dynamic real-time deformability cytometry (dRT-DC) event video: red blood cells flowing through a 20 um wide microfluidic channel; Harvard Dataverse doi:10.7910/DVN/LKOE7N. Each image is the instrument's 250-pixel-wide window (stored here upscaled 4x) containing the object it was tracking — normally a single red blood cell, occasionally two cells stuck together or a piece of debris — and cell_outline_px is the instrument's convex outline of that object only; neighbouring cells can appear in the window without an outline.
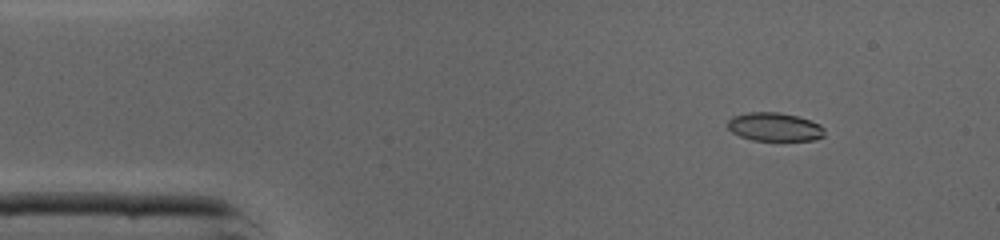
{"species": "common noctule bat (a hibernating species)", "species_latin": "Nyctalus noctula", "temperature_condition": "cold", "stored_images_in_passage": 41, "camera_frame_rate_fps": 3000, "um_per_image_px": 0.085, "animal": {"sex": "male", "body_mass_g": 19.0, "forearm_length_mm": 50.8}, "frame": {"image": 1, "passage_image": 1, "time_ms": 0.0, "image_size_px": [1000, 240], "cell_outline_px": [[824, 136], [816, 140], [752, 140], [740, 136], [732, 132], [728, 128], [728, 120], [732, 116], [748, 112], [776, 112], [796, 116], [820, 124], [824, 128]], "centroid_in_image_um": [65.83, 10.79], "position_along_channel_um": 19.2, "area_um2": 16.01}}
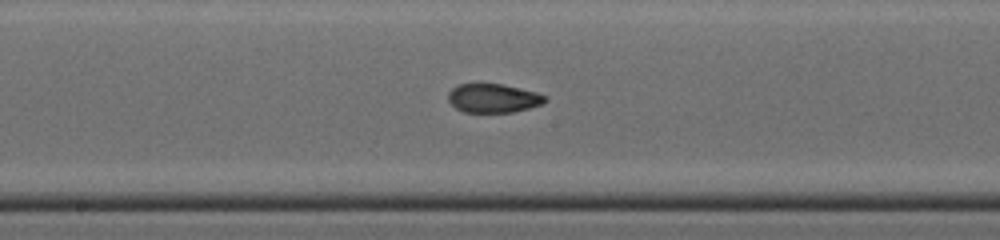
{"frame": {"image": 2, "passage_image": 19, "time_ms": 6.0, "image_size_px": [1000, 240], "cell_outline_px": [[548, 100], [544, 104], [512, 112], [464, 112], [456, 108], [448, 100], [448, 92], [456, 84], [500, 84], [536, 92], [548, 96]], "centroid_in_image_um": [41.94, 8.35], "position_along_channel_um": 206.3, "area_um2": 16.3}}
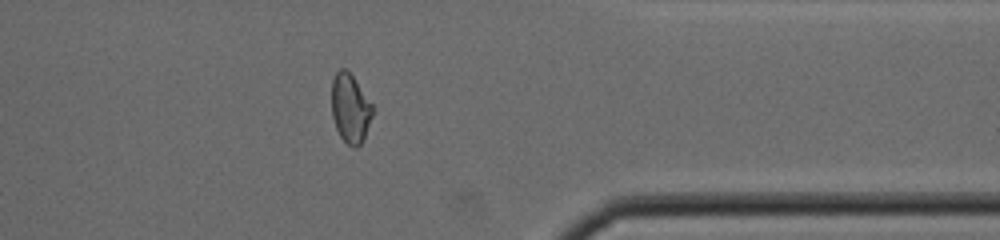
{"frame": {"image": 3, "passage_image": 32, "time_ms": 10.333, "image_size_px": [1000, 240], "cell_outline_px": [[372, 116], [364, 136], [360, 144], [356, 148], [352, 148], [340, 136], [336, 128], [332, 116], [332, 80], [336, 72], [340, 68], [344, 68], [352, 76], [372, 104]], "centroid_in_image_um": [29.75, 9.21], "position_along_channel_um": 381.7, "area_um2": 16.13}, "authors_computed_cell_mechanics": {"area_um2": 16.9932, "velocity_mm_per_s": 4.3693, "shape_relaxation_time_tau1_ms": null, "shape_relaxation_time_tau2_ms": 1.2094, "deformation_change_tau1": null, "deformation_change_tau2": 0.0617}}